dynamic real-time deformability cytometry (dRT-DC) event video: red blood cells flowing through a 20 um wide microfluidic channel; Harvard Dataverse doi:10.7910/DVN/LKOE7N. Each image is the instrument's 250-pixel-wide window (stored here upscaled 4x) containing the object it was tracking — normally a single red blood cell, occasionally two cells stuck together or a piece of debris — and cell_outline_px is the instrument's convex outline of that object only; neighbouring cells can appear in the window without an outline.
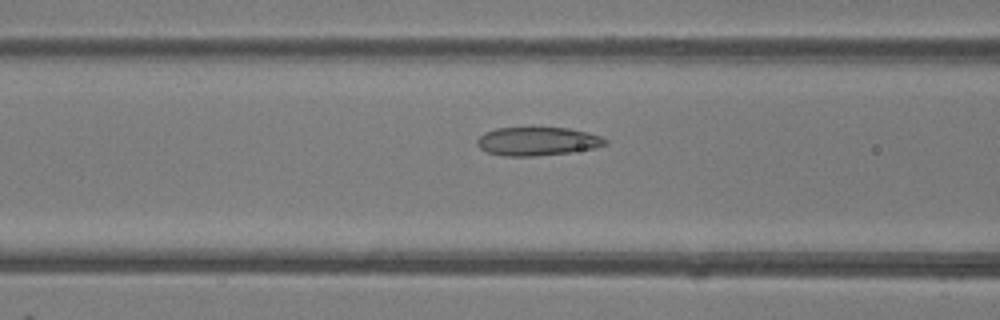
{"species": "common noctule bat (a hibernating species)", "species_latin": "Nyctalus noctula", "temperature_condition": "room temperature", "stored_images_in_passage": 44, "camera_frame_rate_fps": 3000, "um_per_image_px": 0.085, "animal": {"sex": "female"}, "frame": {"image": 1, "passage_image": 14, "time_ms": 4.333, "image_size_px": [1000, 320], "cell_outline_px": [[608, 144], [596, 148], [572, 152], [536, 156], [504, 156], [488, 152], [480, 148], [476, 144], [476, 140], [484, 132], [496, 128], [568, 128], [588, 132], [604, 136], [608, 140]], "centroid_in_image_um": [45.73, 12.01], "position_along_channel_um": 120.9, "area_um2": 21.5}}
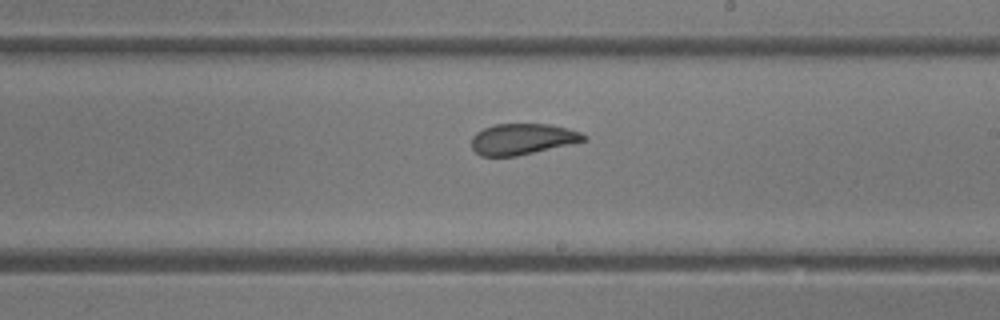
{"frame": {"image": 2, "passage_image": 23, "time_ms": 7.333, "image_size_px": [1000, 320], "cell_outline_px": [[588, 140], [572, 144], [516, 156], [480, 156], [472, 148], [472, 136], [476, 132], [484, 128], [496, 124], [548, 124], [580, 132], [588, 136]], "centroid_in_image_um": [44.41, 11.82], "position_along_channel_um": 244.6, "area_um2": 20.23}}
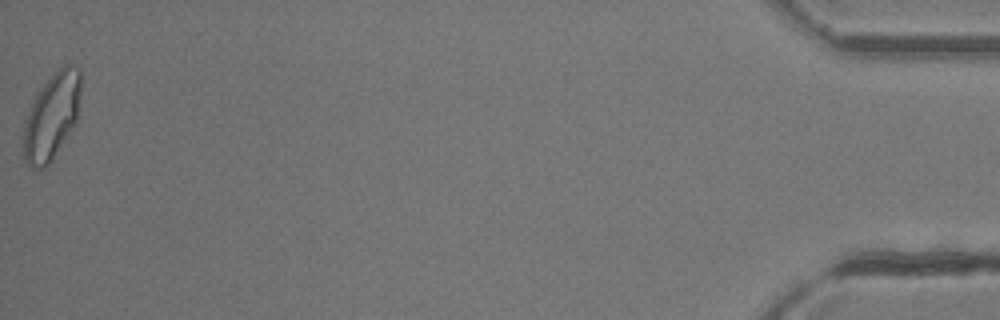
{"frame": {"image": 3, "passage_image": 44, "time_ms": 14.333, "image_size_px": [1000, 320], "cell_outline_px": [[80, 92], [76, 120], [52, 160], [44, 168], [32, 168], [24, 160], [20, 136], [24, 120], [36, 92], [56, 68], [64, 64], [72, 64], [80, 68]], "centroid_in_image_um": [4.33, 9.86], "position_along_channel_um": 430.9, "area_um2": 29.36}, "authors_computed_cell_mechanics": {"area_um2": 22.3108, "velocity_mm_per_s": 4.1277, "shape_relaxation_time_tau1_ms": 7.6197, "shape_relaxation_time_tau2_ms": 1.4518, "deformation_change_tau1": 0.1678, "deformation_change_tau2": 0.0753}}